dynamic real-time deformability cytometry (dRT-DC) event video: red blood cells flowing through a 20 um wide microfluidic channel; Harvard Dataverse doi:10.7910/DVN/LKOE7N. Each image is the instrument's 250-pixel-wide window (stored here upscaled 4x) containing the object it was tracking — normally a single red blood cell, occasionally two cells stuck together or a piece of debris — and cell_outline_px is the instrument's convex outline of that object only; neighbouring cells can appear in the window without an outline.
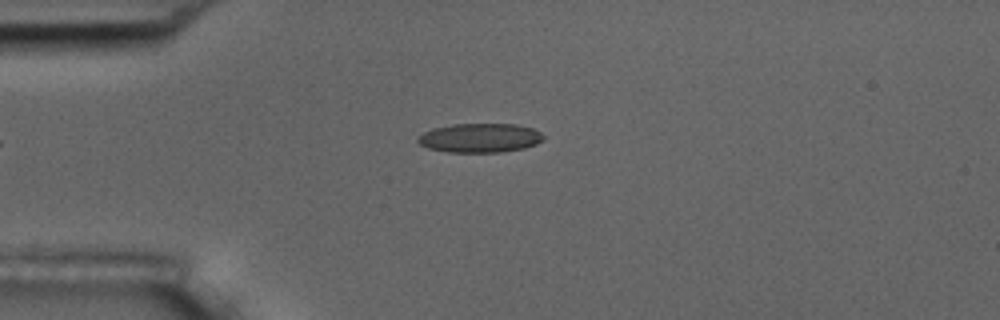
{"species": "common noctule bat (a hibernating species)", "species_latin": "Nyctalus noctula", "temperature_condition": "room temperature", "stored_images_in_passage": 5, "camera_frame_rate_fps": 3000, "um_per_image_px": 0.085, "animal": {"sex": "male", "body_mass_g": 17.5, "forearm_length_mm": 52.3}, "frame": {"image": 1, "passage_image": 4, "time_ms": 1.0, "image_size_px": [1000, 320], "cell_outline_px": [[544, 140], [536, 144], [524, 148], [500, 152], [448, 152], [428, 148], [420, 144], [416, 140], [416, 136], [432, 128], [452, 124], [516, 124], [532, 128], [540, 132], [544, 136]], "centroid_in_image_um": [40.77, 11.72], "position_along_channel_um": 44.2, "area_um2": 21.44}}